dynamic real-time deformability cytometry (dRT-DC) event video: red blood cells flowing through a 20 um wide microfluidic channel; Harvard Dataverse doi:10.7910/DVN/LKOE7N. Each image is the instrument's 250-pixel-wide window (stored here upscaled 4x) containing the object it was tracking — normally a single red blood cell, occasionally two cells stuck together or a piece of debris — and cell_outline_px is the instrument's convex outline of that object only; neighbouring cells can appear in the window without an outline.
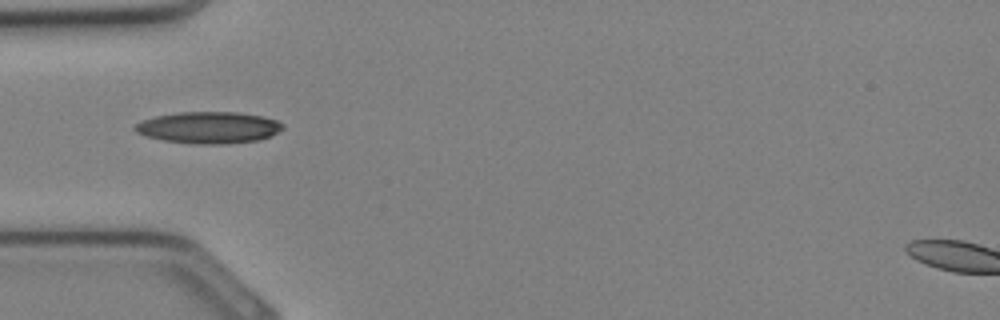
{"species": "Egyptian fruit bat (a non-hibernating species)", "species_latin": "Rousettus aegyptiacus", "temperature_condition": "cold", "stored_images_in_passage": 24, "camera_frame_rate_fps": 3000, "um_per_image_px": 0.085, "animal": {"sex": "female"}, "frame": {"image": 1, "passage_image": 1, "time_ms": 0.0, "image_size_px": [1000, 320], "cell_outline_px": [[284, 128], [268, 136], [256, 140], [224, 144], [196, 144], [164, 140], [144, 136], [136, 132], [132, 128], [136, 124], [144, 120], [156, 116], [180, 112], [236, 112], [260, 116], [276, 120], [284, 124]], "centroid_in_image_um": [17.7, 10.84], "position_along_channel_um": 67.3, "area_um2": 26.99}}
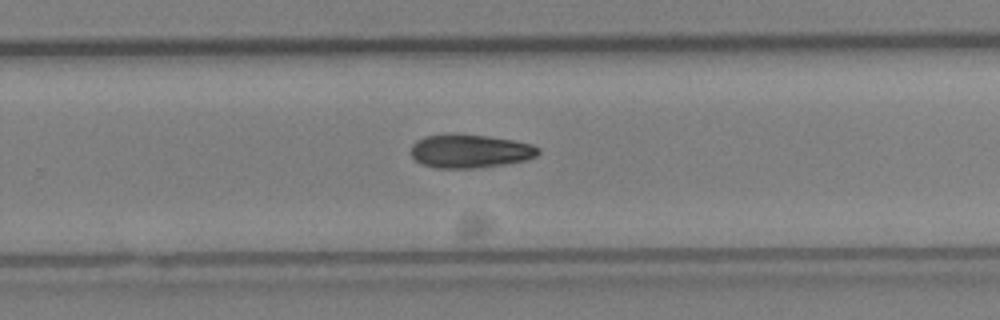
{"frame": {"image": 2, "passage_image": 12, "time_ms": 3.667, "image_size_px": [1000, 320], "cell_outline_px": [[540, 152], [536, 156], [528, 160], [504, 164], [476, 168], [436, 168], [420, 164], [412, 156], [412, 144], [416, 140], [424, 136], [488, 136], [512, 140], [532, 144], [540, 148]], "centroid_in_image_um": [39.98, 12.88], "position_along_channel_um": 289.8, "area_um2": 24.39}}
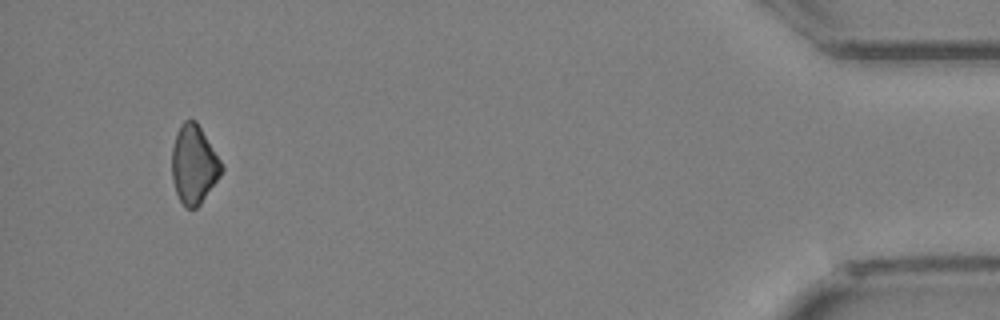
{"frame": {"image": 3, "passage_image": 22, "time_ms": 7.0, "image_size_px": [1000, 320], "cell_outline_px": [[224, 168], [220, 176], [200, 204], [196, 208], [184, 208], [176, 192], [172, 180], [172, 148], [176, 132], [180, 124], [184, 120], [196, 120], [220, 160]], "centroid_in_image_um": [16.46, 13.98], "position_along_channel_um": 418.7, "area_um2": 22.66}}